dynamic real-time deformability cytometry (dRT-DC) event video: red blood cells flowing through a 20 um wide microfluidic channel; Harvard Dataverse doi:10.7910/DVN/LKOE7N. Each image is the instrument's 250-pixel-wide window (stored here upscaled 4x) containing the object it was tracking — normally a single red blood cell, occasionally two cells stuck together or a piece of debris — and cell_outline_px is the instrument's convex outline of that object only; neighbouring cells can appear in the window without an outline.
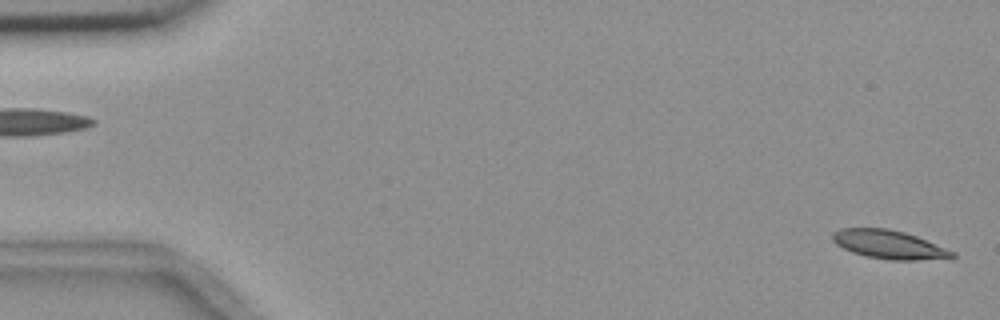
{"species": "common noctule bat (a hibernating species)", "species_latin": "Nyctalus noctula", "temperature_condition": "room temperature", "stored_images_in_passage": 5, "segment_of_instrument_passage": [2, 2], "camera_frame_rate_fps": 3000, "um_per_image_px": 0.085, "animal": {"sex": "female", "body_mass_g": 18.4}, "frame": {"image": 1, "passage_image": 5, "time_ms": 4.667, "image_size_px": [1000, 320], "cell_outline_px": [[956, 256], [952, 260], [888, 260], [864, 256], [852, 252], [836, 244], [832, 240], [832, 232], [840, 228], [888, 228], [904, 232], [916, 236], [956, 252]], "centroid_in_image_um": [75.62, 20.81], "position_along_channel_um": 9.4, "area_um2": 20.35}}